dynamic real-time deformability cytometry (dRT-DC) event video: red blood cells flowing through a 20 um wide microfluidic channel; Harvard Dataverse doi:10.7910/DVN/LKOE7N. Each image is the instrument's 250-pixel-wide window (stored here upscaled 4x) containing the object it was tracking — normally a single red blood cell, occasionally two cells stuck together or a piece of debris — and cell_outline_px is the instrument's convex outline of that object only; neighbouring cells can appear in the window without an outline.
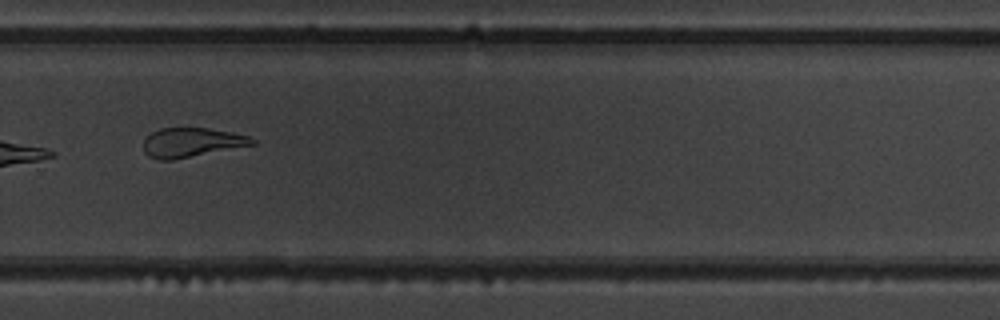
{"species": "common noctule bat (a hibernating species)", "species_latin": "Nyctalus noctula", "temperature_condition": "warm", "stored_images_in_passage": 14, "camera_frame_rate_fps": 3000, "um_per_image_px": 0.085, "animal": {"sex": "male", "body_mass_g": 19.5, "forearm_length_mm": 54.6}, "frame": {"image": 1, "passage_image": 10, "time_ms": 10.667, "image_size_px": [1000, 320], "cell_outline_px": [[256, 144], [172, 160], [160, 160], [148, 156], [144, 152], [144, 140], [152, 132], [160, 128], [208, 128], [248, 136], [256, 140]], "centroid_in_image_um": [16.27, 12.11], "position_along_channel_um": 313.5, "area_um2": 18.38}}